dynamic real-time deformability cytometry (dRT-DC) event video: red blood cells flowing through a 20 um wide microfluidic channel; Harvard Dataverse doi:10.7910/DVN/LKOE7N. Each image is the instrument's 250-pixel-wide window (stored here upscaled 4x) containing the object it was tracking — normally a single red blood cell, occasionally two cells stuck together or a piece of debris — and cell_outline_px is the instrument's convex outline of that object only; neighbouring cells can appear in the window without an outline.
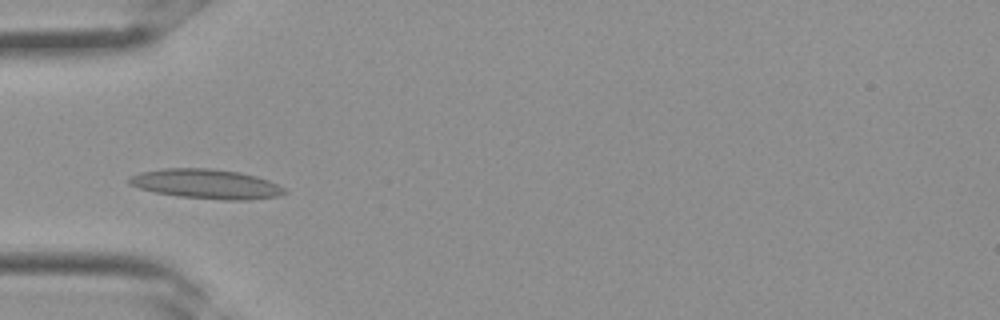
{"species": "Egyptian fruit bat (a non-hibernating species)", "species_latin": "Rousettus aegyptiacus", "temperature_condition": "room temperature", "stored_images_in_passage": 28, "camera_frame_rate_fps": 3000, "um_per_image_px": 0.085, "frame": {"image": 1, "passage_image": 8, "time_ms": 2.333, "image_size_px": [1000, 320], "cell_outline_px": [[288, 192], [280, 196], [248, 200], [224, 200], [180, 196], [156, 192], [140, 188], [128, 184], [128, 180], [132, 176], [140, 172], [164, 168], [212, 168], [240, 172], [256, 176], [268, 180], [284, 188]], "centroid_in_image_um": [17.57, 15.63], "position_along_channel_um": 67.4, "area_um2": 26.7}}
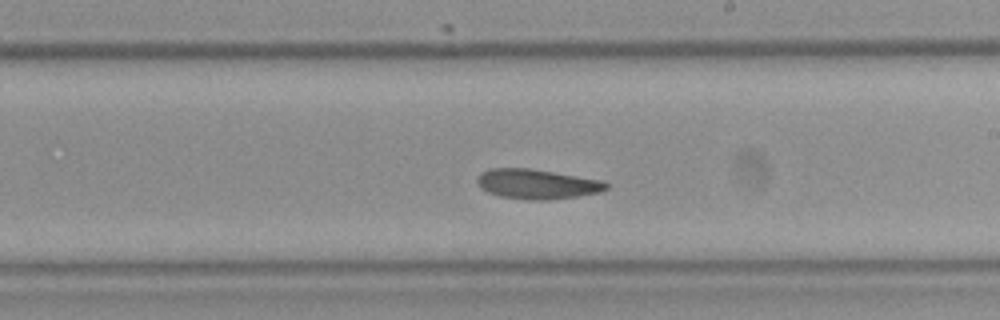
{"frame": {"image": 2, "passage_image": 17, "time_ms": 5.333, "image_size_px": [1000, 320], "cell_outline_px": [[608, 188], [600, 192], [576, 196], [548, 200], [528, 200], [500, 196], [488, 192], [480, 188], [476, 180], [476, 176], [480, 172], [488, 168], [528, 168], [604, 180], [608, 184]], "centroid_in_image_um": [45.61, 15.64], "position_along_channel_um": 243.4, "area_um2": 22.54}}
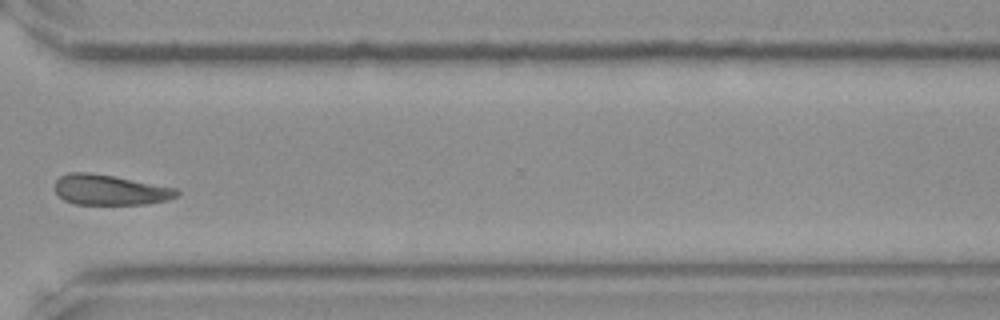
{"frame": {"image": 3, "passage_image": 23, "time_ms": 7.333, "image_size_px": [1000, 320], "cell_outline_px": [[180, 196], [168, 200], [144, 204], [76, 204], [64, 200], [56, 192], [56, 180], [60, 176], [68, 172], [88, 172], [112, 176], [176, 188], [180, 192]], "centroid_in_image_um": [9.36, 16.14], "position_along_channel_um": 361.2, "area_um2": 21.39}}